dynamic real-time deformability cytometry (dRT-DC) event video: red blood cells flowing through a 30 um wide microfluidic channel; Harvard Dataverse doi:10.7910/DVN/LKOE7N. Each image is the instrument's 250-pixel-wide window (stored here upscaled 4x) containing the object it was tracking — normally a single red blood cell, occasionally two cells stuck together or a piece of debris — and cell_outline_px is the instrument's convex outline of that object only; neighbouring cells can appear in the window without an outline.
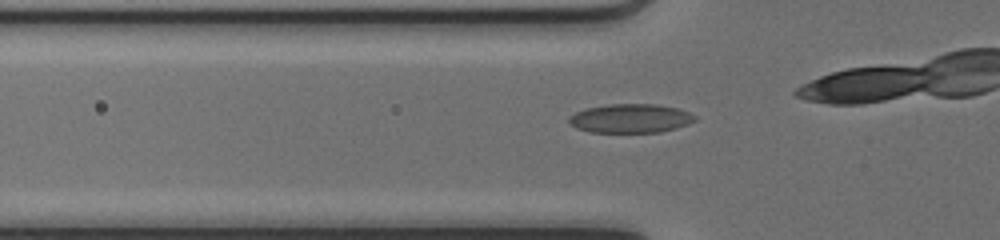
{"species": "common noctule bat (a hibernating species)", "species_latin": "Nyctalus noctula", "temperature_condition": "cold", "stored_images_in_passage": 25, "camera_frame_rate_fps": 3000, "um_per_image_px": 0.085, "animal": {"sex": "female", "body_mass_g": 17.0, "forearm_length_mm": 48.0}, "frame": {"image": 1, "passage_image": 3, "time_ms": 0.667, "image_size_px": [1000, 240], "cell_outline_px": [[696, 120], [688, 124], [676, 128], [660, 132], [588, 132], [576, 128], [568, 124], [568, 116], [584, 108], [608, 104], [656, 104], [676, 108], [688, 112], [696, 116]], "centroid_in_image_um": [53.54, 10.06], "position_along_channel_um": 72.3, "area_um2": 21.39}}
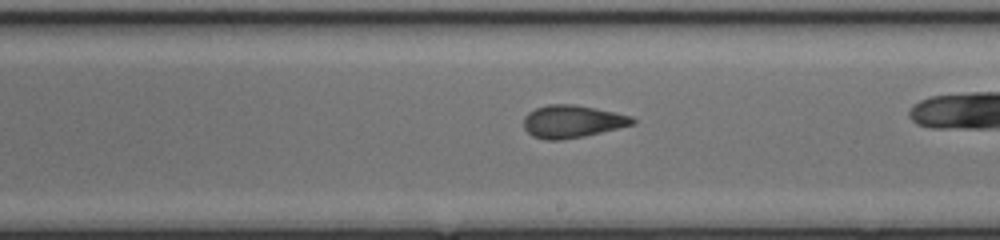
{"frame": {"image": 2, "passage_image": 15, "time_ms": 4.667, "image_size_px": [1000, 240], "cell_outline_px": [[636, 124], [584, 136], [560, 140], [544, 140], [532, 136], [524, 128], [524, 116], [528, 112], [536, 108], [548, 104], [576, 104], [596, 108], [632, 116], [636, 120]], "centroid_in_image_um": [48.64, 10.32], "position_along_channel_um": 240.4, "area_um2": 20.81}}
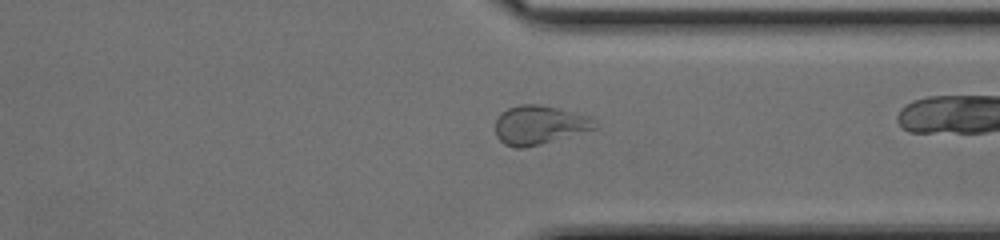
{"frame": {"image": 3, "passage_image": 24, "time_ms": 7.667, "image_size_px": [1000, 240], "cell_outline_px": [[600, 124], [596, 128], [540, 144], [524, 148], [516, 148], [504, 144], [496, 136], [496, 120], [500, 112], [508, 108], [520, 104], [540, 104], [588, 116]], "centroid_in_image_um": [45.81, 10.62], "position_along_channel_um": 365.6, "area_um2": 22.37}}